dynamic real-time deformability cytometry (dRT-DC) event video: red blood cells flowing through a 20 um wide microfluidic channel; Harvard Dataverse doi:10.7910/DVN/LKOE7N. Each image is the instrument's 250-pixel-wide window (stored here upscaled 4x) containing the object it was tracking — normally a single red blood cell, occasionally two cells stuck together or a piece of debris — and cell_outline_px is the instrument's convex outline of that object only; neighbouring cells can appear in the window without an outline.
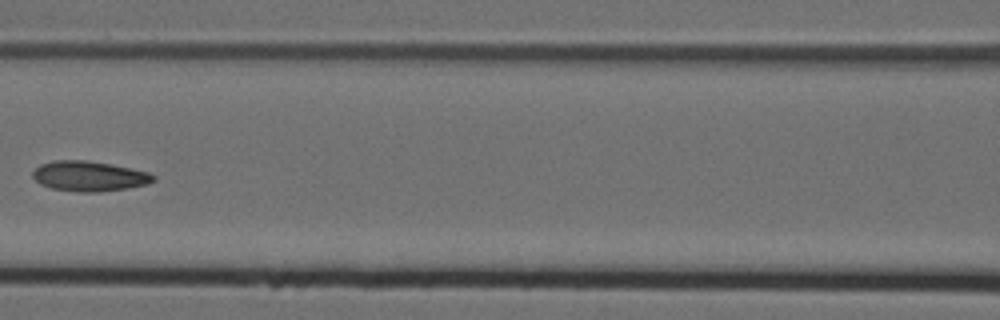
{"species": "Egyptian fruit bat (a non-hibernating species)", "species_latin": "Rousettus aegyptiacus", "temperature_condition": "cold", "stored_images_in_passage": 11, "camera_frame_rate_fps": 3000, "um_per_image_px": 0.085, "animal": {"sex": "female"}, "frame": {"image": 1, "passage_image": 7, "time_ms": 2.0, "image_size_px": [1000, 320], "cell_outline_px": [[156, 180], [148, 184], [124, 188], [96, 192], [80, 192], [52, 188], [40, 184], [32, 176], [32, 172], [40, 164], [52, 160], [84, 160], [112, 164], [148, 172], [156, 176]], "centroid_in_image_um": [7.57, 14.96], "position_along_channel_um": 159.0, "area_um2": 21.1}}
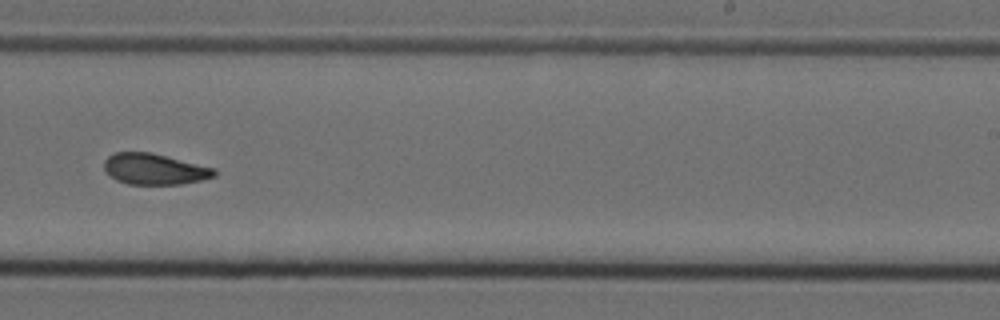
{"frame": {"image": 2, "passage_image": 10, "time_ms": 3.0, "image_size_px": [1000, 320], "cell_outline_px": [[216, 176], [204, 180], [180, 184], [128, 184], [116, 180], [108, 176], [104, 168], [104, 160], [112, 152], [152, 152], [216, 168]], "centroid_in_image_um": [13.13, 14.37], "position_along_channel_um": 275.9, "area_um2": 20.23}}
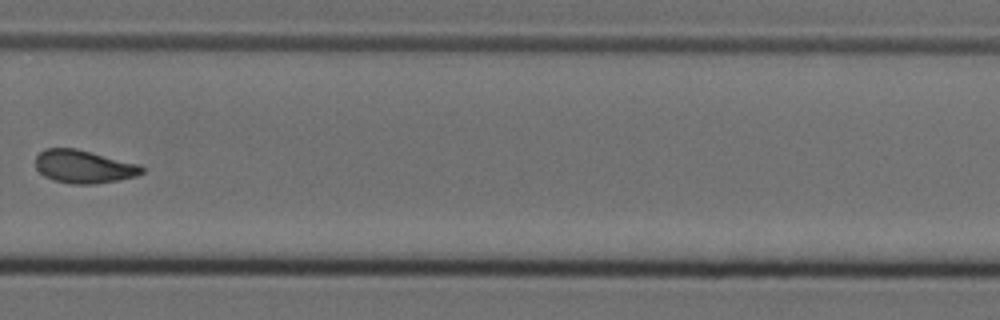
{"frame": {"image": 3, "passage_image": 11, "time_ms": 3.333, "image_size_px": [1000, 320], "cell_outline_px": [[144, 172], [136, 176], [96, 184], [72, 184], [52, 180], [44, 176], [36, 168], [36, 156], [44, 148], [76, 148], [140, 164], [144, 168]], "centroid_in_image_um": [7.12, 14.16], "position_along_channel_um": 322.7, "area_um2": 20.58}}